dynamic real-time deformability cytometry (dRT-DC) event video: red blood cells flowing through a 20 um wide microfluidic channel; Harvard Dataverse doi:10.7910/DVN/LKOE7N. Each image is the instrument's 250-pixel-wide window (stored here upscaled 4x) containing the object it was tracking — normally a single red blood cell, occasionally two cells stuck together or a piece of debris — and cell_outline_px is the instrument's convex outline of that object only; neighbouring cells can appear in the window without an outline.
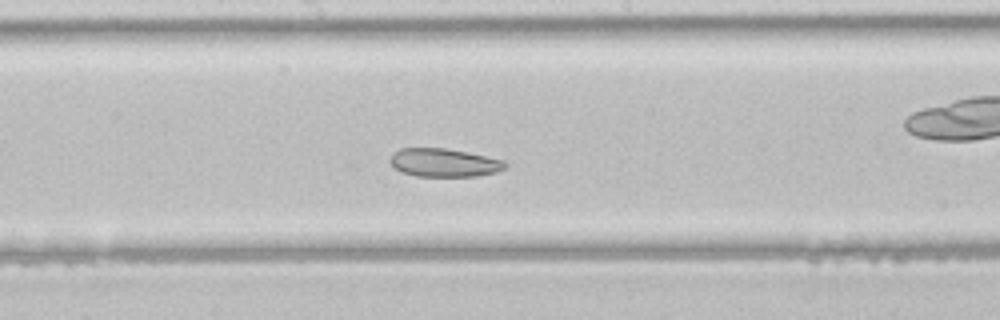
{"species": "common noctule bat (a hibernating species)", "species_latin": "Nyctalus noctula", "temperature_condition": "room temperature", "stored_images_in_passage": 31, "camera_frame_rate_fps": 3000, "um_per_image_px": 0.085, "animal": {"sex": "male", "body_mass_g": 21.5, "forearm_length_mm": 52.0}, "frame": {"image": 1, "passage_image": 13, "time_ms": 4.0, "image_size_px": [1000, 320], "cell_outline_px": [[508, 164], [504, 168], [496, 172], [476, 176], [416, 176], [404, 172], [396, 168], [388, 160], [392, 152], [400, 148], [444, 148], [468, 152], [504, 160]], "centroid_in_image_um": [37.73, 13.81], "position_along_channel_um": 210.5, "area_um2": 18.96}}
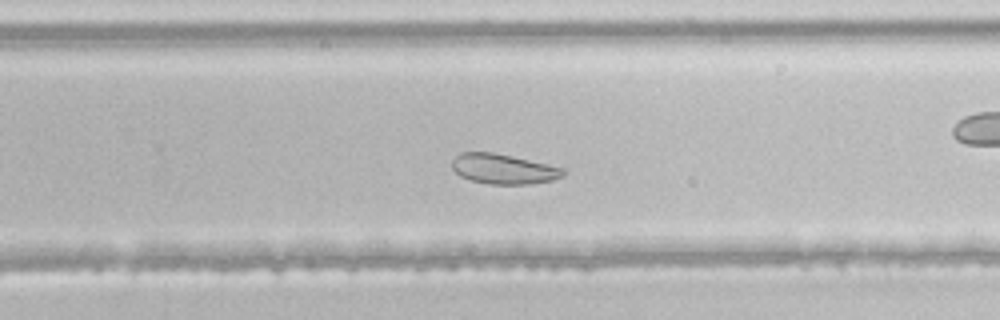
{"frame": {"image": 2, "passage_image": 18, "time_ms": 5.667, "image_size_px": [1000, 320], "cell_outline_px": [[564, 176], [552, 180], [528, 184], [488, 184], [472, 180], [460, 176], [452, 168], [452, 160], [460, 152], [492, 152], [512, 156], [564, 168]], "centroid_in_image_um": [42.77, 14.36], "position_along_channel_um": 287.0, "area_um2": 19.31}}